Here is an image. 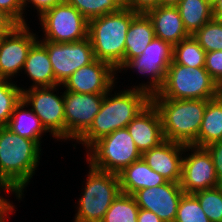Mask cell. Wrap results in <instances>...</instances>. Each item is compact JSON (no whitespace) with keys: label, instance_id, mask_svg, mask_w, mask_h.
I'll return each instance as SVG.
<instances>
[{"label":"cell","instance_id":"obj_1","mask_svg":"<svg viewBox=\"0 0 222 222\" xmlns=\"http://www.w3.org/2000/svg\"><path fill=\"white\" fill-rule=\"evenodd\" d=\"M41 147L34 141L0 127V180L22 199L24 189L39 165Z\"/></svg>","mask_w":222,"mask_h":222},{"label":"cell","instance_id":"obj_2","mask_svg":"<svg viewBox=\"0 0 222 222\" xmlns=\"http://www.w3.org/2000/svg\"><path fill=\"white\" fill-rule=\"evenodd\" d=\"M113 89L105 94L100 111L94 117L90 128L76 141L86 146L85 148L117 129L126 128L151 101L146 92L138 89H125L118 93L115 91V95H111Z\"/></svg>","mask_w":222,"mask_h":222},{"label":"cell","instance_id":"obj_3","mask_svg":"<svg viewBox=\"0 0 222 222\" xmlns=\"http://www.w3.org/2000/svg\"><path fill=\"white\" fill-rule=\"evenodd\" d=\"M137 14L123 7L117 12L89 20L88 37L96 59L121 72L125 56V38L131 21Z\"/></svg>","mask_w":222,"mask_h":222},{"label":"cell","instance_id":"obj_4","mask_svg":"<svg viewBox=\"0 0 222 222\" xmlns=\"http://www.w3.org/2000/svg\"><path fill=\"white\" fill-rule=\"evenodd\" d=\"M207 101L151 98V102L160 114L165 140L197 146V136Z\"/></svg>","mask_w":222,"mask_h":222},{"label":"cell","instance_id":"obj_5","mask_svg":"<svg viewBox=\"0 0 222 222\" xmlns=\"http://www.w3.org/2000/svg\"><path fill=\"white\" fill-rule=\"evenodd\" d=\"M221 92L205 67L184 66L172 61L162 88L151 98L210 100Z\"/></svg>","mask_w":222,"mask_h":222},{"label":"cell","instance_id":"obj_6","mask_svg":"<svg viewBox=\"0 0 222 222\" xmlns=\"http://www.w3.org/2000/svg\"><path fill=\"white\" fill-rule=\"evenodd\" d=\"M89 168L73 222H101L112 202L121 193L118 174L91 166Z\"/></svg>","mask_w":222,"mask_h":222},{"label":"cell","instance_id":"obj_7","mask_svg":"<svg viewBox=\"0 0 222 222\" xmlns=\"http://www.w3.org/2000/svg\"><path fill=\"white\" fill-rule=\"evenodd\" d=\"M89 166L101 171L120 173L141 159V153L127 128L117 129L92 143L86 150Z\"/></svg>","mask_w":222,"mask_h":222},{"label":"cell","instance_id":"obj_8","mask_svg":"<svg viewBox=\"0 0 222 222\" xmlns=\"http://www.w3.org/2000/svg\"><path fill=\"white\" fill-rule=\"evenodd\" d=\"M39 22L45 32L42 40L70 43L88 37L89 21L67 1L45 11Z\"/></svg>","mask_w":222,"mask_h":222},{"label":"cell","instance_id":"obj_9","mask_svg":"<svg viewBox=\"0 0 222 222\" xmlns=\"http://www.w3.org/2000/svg\"><path fill=\"white\" fill-rule=\"evenodd\" d=\"M173 61V46L168 42L154 37L147 45L143 53L129 60L121 70L132 68L138 70L141 75L150 76L149 84H140L134 86L133 89H138L146 92L150 97L157 94L162 88L167 69Z\"/></svg>","mask_w":222,"mask_h":222},{"label":"cell","instance_id":"obj_10","mask_svg":"<svg viewBox=\"0 0 222 222\" xmlns=\"http://www.w3.org/2000/svg\"><path fill=\"white\" fill-rule=\"evenodd\" d=\"M60 86L61 84L51 87L21 88V90L23 92V100L32 107V111L41 120L45 129L51 133L50 135L57 140H64V92L60 97L54 94L58 90L56 87Z\"/></svg>","mask_w":222,"mask_h":222},{"label":"cell","instance_id":"obj_11","mask_svg":"<svg viewBox=\"0 0 222 222\" xmlns=\"http://www.w3.org/2000/svg\"><path fill=\"white\" fill-rule=\"evenodd\" d=\"M39 41L47 48L55 75V85H62L76 70L95 59L89 37L70 43H57L41 39Z\"/></svg>","mask_w":222,"mask_h":222},{"label":"cell","instance_id":"obj_12","mask_svg":"<svg viewBox=\"0 0 222 222\" xmlns=\"http://www.w3.org/2000/svg\"><path fill=\"white\" fill-rule=\"evenodd\" d=\"M105 94L64 91L65 140H78L92 125Z\"/></svg>","mask_w":222,"mask_h":222},{"label":"cell","instance_id":"obj_13","mask_svg":"<svg viewBox=\"0 0 222 222\" xmlns=\"http://www.w3.org/2000/svg\"><path fill=\"white\" fill-rule=\"evenodd\" d=\"M191 149V150H190ZM191 151L183 157L182 177L180 186L185 194L215 188L217 176L213 160L205 147L185 145V152Z\"/></svg>","mask_w":222,"mask_h":222},{"label":"cell","instance_id":"obj_14","mask_svg":"<svg viewBox=\"0 0 222 222\" xmlns=\"http://www.w3.org/2000/svg\"><path fill=\"white\" fill-rule=\"evenodd\" d=\"M27 24L18 25L0 44V78L12 80L22 71L28 52L38 40ZM12 78V79H11Z\"/></svg>","mask_w":222,"mask_h":222},{"label":"cell","instance_id":"obj_15","mask_svg":"<svg viewBox=\"0 0 222 222\" xmlns=\"http://www.w3.org/2000/svg\"><path fill=\"white\" fill-rule=\"evenodd\" d=\"M116 72L110 64L95 58L91 63L76 70L62 85L65 91L106 94L115 86Z\"/></svg>","mask_w":222,"mask_h":222},{"label":"cell","instance_id":"obj_16","mask_svg":"<svg viewBox=\"0 0 222 222\" xmlns=\"http://www.w3.org/2000/svg\"><path fill=\"white\" fill-rule=\"evenodd\" d=\"M184 194L180 183L167 181L159 186L140 189L133 196L139 208L152 211L163 222H175L178 205Z\"/></svg>","mask_w":222,"mask_h":222},{"label":"cell","instance_id":"obj_17","mask_svg":"<svg viewBox=\"0 0 222 222\" xmlns=\"http://www.w3.org/2000/svg\"><path fill=\"white\" fill-rule=\"evenodd\" d=\"M126 128L141 154L165 141L160 114L151 101Z\"/></svg>","mask_w":222,"mask_h":222},{"label":"cell","instance_id":"obj_18","mask_svg":"<svg viewBox=\"0 0 222 222\" xmlns=\"http://www.w3.org/2000/svg\"><path fill=\"white\" fill-rule=\"evenodd\" d=\"M185 145L165 140L159 146L142 153L147 165L169 182L180 183Z\"/></svg>","mask_w":222,"mask_h":222},{"label":"cell","instance_id":"obj_19","mask_svg":"<svg viewBox=\"0 0 222 222\" xmlns=\"http://www.w3.org/2000/svg\"><path fill=\"white\" fill-rule=\"evenodd\" d=\"M146 14L152 21L155 37L172 46L190 36L184 28L177 6L158 5Z\"/></svg>","mask_w":222,"mask_h":222},{"label":"cell","instance_id":"obj_20","mask_svg":"<svg viewBox=\"0 0 222 222\" xmlns=\"http://www.w3.org/2000/svg\"><path fill=\"white\" fill-rule=\"evenodd\" d=\"M121 192L133 195L140 189L159 186L167 180L152 170L147 163L141 158L131 163L118 173Z\"/></svg>","mask_w":222,"mask_h":222},{"label":"cell","instance_id":"obj_21","mask_svg":"<svg viewBox=\"0 0 222 222\" xmlns=\"http://www.w3.org/2000/svg\"><path fill=\"white\" fill-rule=\"evenodd\" d=\"M33 81L29 88L55 86V75L47 48L39 39L30 48L23 69Z\"/></svg>","mask_w":222,"mask_h":222},{"label":"cell","instance_id":"obj_22","mask_svg":"<svg viewBox=\"0 0 222 222\" xmlns=\"http://www.w3.org/2000/svg\"><path fill=\"white\" fill-rule=\"evenodd\" d=\"M155 37L151 19L146 13H138L131 21L125 38V56L122 67L131 59L140 56Z\"/></svg>","mask_w":222,"mask_h":222},{"label":"cell","instance_id":"obj_23","mask_svg":"<svg viewBox=\"0 0 222 222\" xmlns=\"http://www.w3.org/2000/svg\"><path fill=\"white\" fill-rule=\"evenodd\" d=\"M220 141H222V92L207 101L197 136V147H206Z\"/></svg>","mask_w":222,"mask_h":222},{"label":"cell","instance_id":"obj_24","mask_svg":"<svg viewBox=\"0 0 222 222\" xmlns=\"http://www.w3.org/2000/svg\"><path fill=\"white\" fill-rule=\"evenodd\" d=\"M26 107L28 105L22 99L14 108L7 127L19 136L34 140L41 147V136L48 131L32 109L26 110Z\"/></svg>","mask_w":222,"mask_h":222},{"label":"cell","instance_id":"obj_25","mask_svg":"<svg viewBox=\"0 0 222 222\" xmlns=\"http://www.w3.org/2000/svg\"><path fill=\"white\" fill-rule=\"evenodd\" d=\"M176 6L189 35H194L213 18L212 3L208 0H180Z\"/></svg>","mask_w":222,"mask_h":222},{"label":"cell","instance_id":"obj_26","mask_svg":"<svg viewBox=\"0 0 222 222\" xmlns=\"http://www.w3.org/2000/svg\"><path fill=\"white\" fill-rule=\"evenodd\" d=\"M206 52L190 35L173 46V62L192 67H205Z\"/></svg>","mask_w":222,"mask_h":222},{"label":"cell","instance_id":"obj_27","mask_svg":"<svg viewBox=\"0 0 222 222\" xmlns=\"http://www.w3.org/2000/svg\"><path fill=\"white\" fill-rule=\"evenodd\" d=\"M139 206L133 195L120 193L101 222H137Z\"/></svg>","mask_w":222,"mask_h":222},{"label":"cell","instance_id":"obj_28","mask_svg":"<svg viewBox=\"0 0 222 222\" xmlns=\"http://www.w3.org/2000/svg\"><path fill=\"white\" fill-rule=\"evenodd\" d=\"M22 99L23 92L16 83L0 78V127L8 125L14 108Z\"/></svg>","mask_w":222,"mask_h":222},{"label":"cell","instance_id":"obj_29","mask_svg":"<svg viewBox=\"0 0 222 222\" xmlns=\"http://www.w3.org/2000/svg\"><path fill=\"white\" fill-rule=\"evenodd\" d=\"M75 7L88 21L124 7L122 0H66Z\"/></svg>","mask_w":222,"mask_h":222},{"label":"cell","instance_id":"obj_30","mask_svg":"<svg viewBox=\"0 0 222 222\" xmlns=\"http://www.w3.org/2000/svg\"><path fill=\"white\" fill-rule=\"evenodd\" d=\"M193 36L206 53L222 50V19L212 18Z\"/></svg>","mask_w":222,"mask_h":222},{"label":"cell","instance_id":"obj_31","mask_svg":"<svg viewBox=\"0 0 222 222\" xmlns=\"http://www.w3.org/2000/svg\"><path fill=\"white\" fill-rule=\"evenodd\" d=\"M211 222H222V190L211 188L193 194Z\"/></svg>","mask_w":222,"mask_h":222},{"label":"cell","instance_id":"obj_32","mask_svg":"<svg viewBox=\"0 0 222 222\" xmlns=\"http://www.w3.org/2000/svg\"><path fill=\"white\" fill-rule=\"evenodd\" d=\"M175 222H211L193 194H184L179 202Z\"/></svg>","mask_w":222,"mask_h":222},{"label":"cell","instance_id":"obj_33","mask_svg":"<svg viewBox=\"0 0 222 222\" xmlns=\"http://www.w3.org/2000/svg\"><path fill=\"white\" fill-rule=\"evenodd\" d=\"M205 69L218 86L222 88V50L206 53Z\"/></svg>","mask_w":222,"mask_h":222},{"label":"cell","instance_id":"obj_34","mask_svg":"<svg viewBox=\"0 0 222 222\" xmlns=\"http://www.w3.org/2000/svg\"><path fill=\"white\" fill-rule=\"evenodd\" d=\"M0 9L8 13L19 25L27 24L22 0H0Z\"/></svg>","mask_w":222,"mask_h":222},{"label":"cell","instance_id":"obj_35","mask_svg":"<svg viewBox=\"0 0 222 222\" xmlns=\"http://www.w3.org/2000/svg\"><path fill=\"white\" fill-rule=\"evenodd\" d=\"M213 160L217 176L216 188L222 190V141L214 142L205 147Z\"/></svg>","mask_w":222,"mask_h":222},{"label":"cell","instance_id":"obj_36","mask_svg":"<svg viewBox=\"0 0 222 222\" xmlns=\"http://www.w3.org/2000/svg\"><path fill=\"white\" fill-rule=\"evenodd\" d=\"M159 5V0H125L124 7L137 13H146Z\"/></svg>","mask_w":222,"mask_h":222},{"label":"cell","instance_id":"obj_37","mask_svg":"<svg viewBox=\"0 0 222 222\" xmlns=\"http://www.w3.org/2000/svg\"><path fill=\"white\" fill-rule=\"evenodd\" d=\"M64 1L66 0H22V4L24 10H26L25 7H27V4L29 2L32 3L33 7L36 8L39 13L38 17H40L45 11Z\"/></svg>","mask_w":222,"mask_h":222},{"label":"cell","instance_id":"obj_38","mask_svg":"<svg viewBox=\"0 0 222 222\" xmlns=\"http://www.w3.org/2000/svg\"><path fill=\"white\" fill-rule=\"evenodd\" d=\"M18 25L8 13L0 9V33H10Z\"/></svg>","mask_w":222,"mask_h":222},{"label":"cell","instance_id":"obj_39","mask_svg":"<svg viewBox=\"0 0 222 222\" xmlns=\"http://www.w3.org/2000/svg\"><path fill=\"white\" fill-rule=\"evenodd\" d=\"M137 222H163V221L152 211L139 208Z\"/></svg>","mask_w":222,"mask_h":222},{"label":"cell","instance_id":"obj_40","mask_svg":"<svg viewBox=\"0 0 222 222\" xmlns=\"http://www.w3.org/2000/svg\"><path fill=\"white\" fill-rule=\"evenodd\" d=\"M213 18L222 19V0H214L212 2Z\"/></svg>","mask_w":222,"mask_h":222},{"label":"cell","instance_id":"obj_41","mask_svg":"<svg viewBox=\"0 0 222 222\" xmlns=\"http://www.w3.org/2000/svg\"><path fill=\"white\" fill-rule=\"evenodd\" d=\"M2 188V189H1ZM0 189L6 190L5 192H12L1 180H0ZM10 201L4 198V196H0V213H2L9 205Z\"/></svg>","mask_w":222,"mask_h":222},{"label":"cell","instance_id":"obj_42","mask_svg":"<svg viewBox=\"0 0 222 222\" xmlns=\"http://www.w3.org/2000/svg\"><path fill=\"white\" fill-rule=\"evenodd\" d=\"M15 205L13 206V204L11 203L0 215V222H8V216L9 214L14 211ZM7 217V218H6Z\"/></svg>","mask_w":222,"mask_h":222},{"label":"cell","instance_id":"obj_43","mask_svg":"<svg viewBox=\"0 0 222 222\" xmlns=\"http://www.w3.org/2000/svg\"><path fill=\"white\" fill-rule=\"evenodd\" d=\"M180 0H159V5L176 6Z\"/></svg>","mask_w":222,"mask_h":222},{"label":"cell","instance_id":"obj_44","mask_svg":"<svg viewBox=\"0 0 222 222\" xmlns=\"http://www.w3.org/2000/svg\"><path fill=\"white\" fill-rule=\"evenodd\" d=\"M6 34H8V33H0V44H1V41H2L3 37H4Z\"/></svg>","mask_w":222,"mask_h":222}]
</instances>
